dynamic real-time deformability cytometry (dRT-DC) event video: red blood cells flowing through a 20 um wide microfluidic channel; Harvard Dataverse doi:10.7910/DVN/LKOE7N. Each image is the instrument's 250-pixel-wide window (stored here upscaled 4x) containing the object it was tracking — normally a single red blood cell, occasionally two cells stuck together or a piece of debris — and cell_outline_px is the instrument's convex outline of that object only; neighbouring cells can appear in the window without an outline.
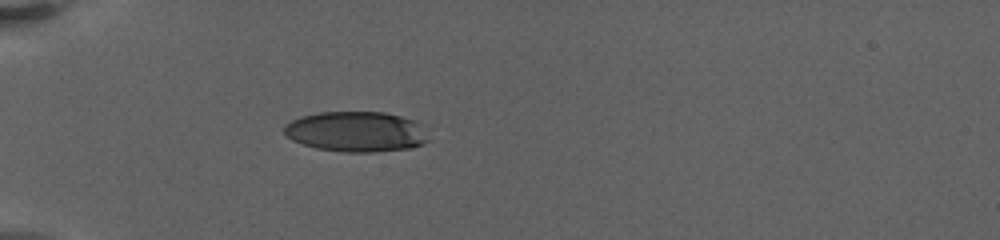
{"species": "human", "species_latin": "Homo sapiens", "temperature_condition": "warm", "stored_images_in_passage": 39, "camera_frame_rate_fps": 3000, "um_per_image_px": 0.085, "donor": {"sex": "female"}, "frame": {"image": 1, "passage_image": 1, "time_ms": 0.0, "image_size_px": [1000, 240], "cell_outline_px": [[428, 140], [420, 144], [408, 148], [372, 152], [344, 152], [316, 148], [292, 140], [284, 132], [284, 124], [300, 116], [320, 112], [384, 112], [416, 120], [428, 124]], "centroid_in_image_um": [30.34, 11.17], "position_along_channel_um": 54.7, "area_um2": 34.28}}
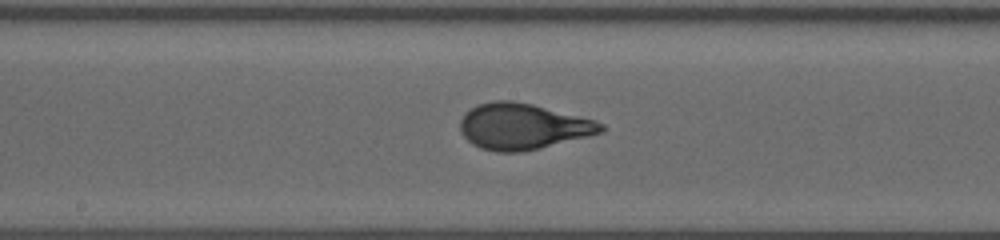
{"frame": {"image": 2, "passage_image": 17, "time_ms": 5.333, "image_size_px": [1000, 240], "cell_outline_px": [[608, 128], [600, 132], [588, 136], [540, 148], [520, 152], [496, 152], [480, 148], [472, 144], [460, 132], [460, 120], [464, 112], [476, 104], [492, 100], [512, 100], [532, 104], [596, 120], [604, 124]], "centroid_in_image_um": [44.41, 10.74], "position_along_channel_um": 203.8, "area_um2": 37.97}}
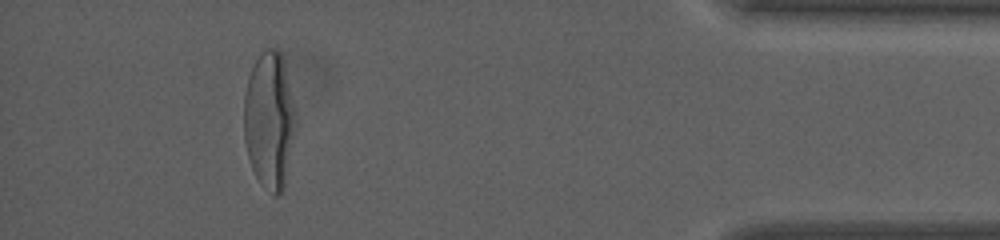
{"frame": {"image": 3, "passage_image": 34, "time_ms": 13.333, "image_size_px": [1000, 240], "cell_outline_px": [[296, 128], [284, 188], [276, 196], [272, 196], [260, 184], [252, 168], [248, 156], [244, 140], [244, 92], [248, 76], [260, 52], [264, 48], [276, 48], [280, 52], [284, 64], [296, 112]], "centroid_in_image_um": [22.89, 10.24], "position_along_channel_um": 412.3, "area_um2": 41.73}, "authors_computed_cell_mechanics": {"area_um2": 36.703, "velocity_mm_per_s": 3.1846, "shape_relaxation_time_tau1_ms": 4.7475, "shape_relaxation_time_tau2_ms": null, "deformation_change_tau1": 0.2186, "deformation_change_tau2": null}}